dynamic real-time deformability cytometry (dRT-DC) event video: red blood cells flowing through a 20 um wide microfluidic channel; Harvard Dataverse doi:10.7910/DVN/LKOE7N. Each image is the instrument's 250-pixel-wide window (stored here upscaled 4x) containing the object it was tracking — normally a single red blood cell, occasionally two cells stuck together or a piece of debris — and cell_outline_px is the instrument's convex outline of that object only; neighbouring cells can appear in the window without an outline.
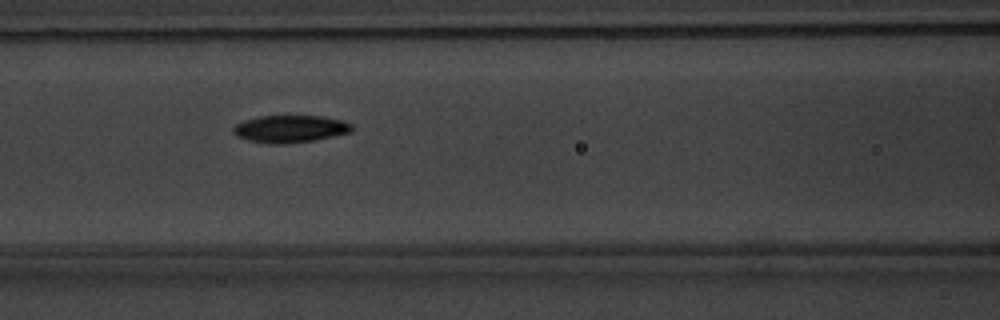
{"species": "common noctule bat (a hibernating species)", "species_latin": "Nyctalus noctula", "temperature_condition": "warm", "stored_images_in_passage": 41, "camera_frame_rate_fps": 3000, "um_per_image_px": 0.085, "animal": {"sex": "male", "body_mass_g": 20.1, "forearm_length_mm": 53.5}, "frame": {"image": 1, "passage_image": 12, "time_ms": 3.667, "image_size_px": [1000, 320], "cell_outline_px": [[352, 132], [316, 140], [284, 144], [268, 144], [248, 140], [236, 136], [232, 132], [232, 128], [236, 124], [244, 120], [260, 116], [320, 116], [340, 120], [352, 124]], "centroid_in_image_um": [24.63, 10.96], "position_along_channel_um": 142.0, "area_um2": 18.96}}
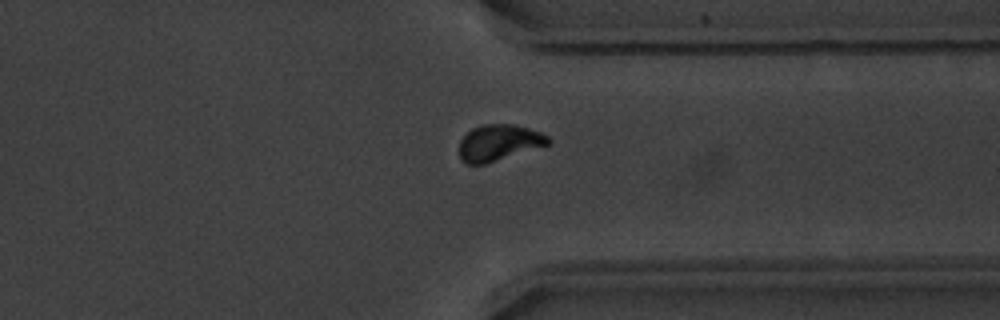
{"frame": {"image": 2, "passage_image": 30, "time_ms": 9.667, "image_size_px": [1000, 320], "cell_outline_px": [[552, 144], [484, 164], [468, 164], [460, 160], [460, 140], [472, 128], [480, 124], [516, 124], [540, 132], [548, 136], [552, 140]], "centroid_in_image_um": [42.43, 12.12], "position_along_channel_um": 369.0, "area_um2": 18.9}}
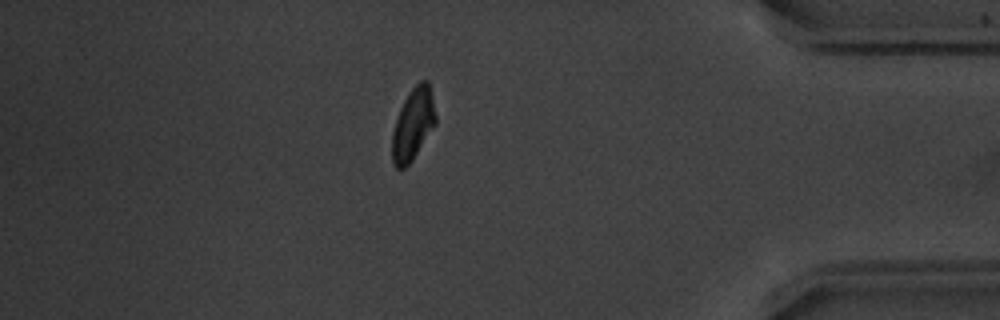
{"frame": {"image": 3, "passage_image": 35, "time_ms": 11.333, "image_size_px": [1000, 320], "cell_outline_px": [[436, 124], [412, 160], [404, 168], [396, 168], [392, 164], [392, 132], [400, 108], [408, 92], [420, 80], [428, 80], [436, 116]], "centroid_in_image_um": [35.1, 10.56], "position_along_channel_um": 400.1, "area_um2": 18.15}, "authors_computed_cell_mechanics": {"area_um2": 18.3804, "velocity_mm_per_s": 3.7977, "shape_relaxation_time_tau1_ms": 2.3171, "shape_relaxation_time_tau2_ms": 6.0879, "deformation_change_tau1": 0.1325, "deformation_change_tau2": 0.0884}}